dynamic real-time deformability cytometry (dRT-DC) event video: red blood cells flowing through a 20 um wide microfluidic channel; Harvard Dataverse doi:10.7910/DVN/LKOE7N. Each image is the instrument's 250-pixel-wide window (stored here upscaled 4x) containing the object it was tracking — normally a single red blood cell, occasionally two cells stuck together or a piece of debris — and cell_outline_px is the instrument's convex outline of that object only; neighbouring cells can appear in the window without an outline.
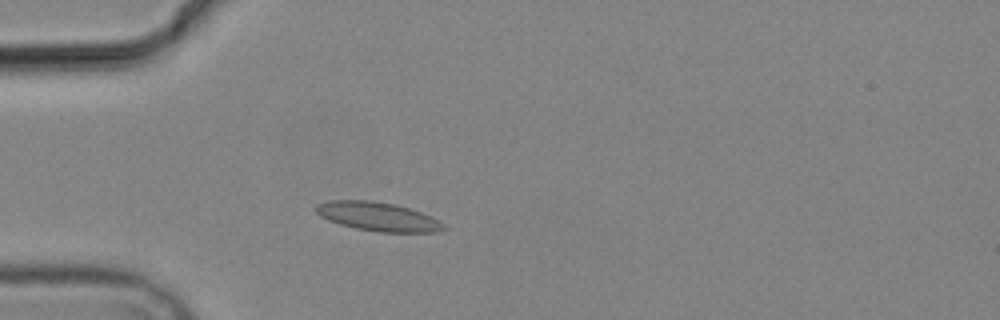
{"species": "common noctule bat (a hibernating species)", "species_latin": "Nyctalus noctula", "temperature_condition": "cold", "stored_images_in_passage": 5, "camera_frame_rate_fps": 3000, "um_per_image_px": 0.085, "animal": {"sex": "male", "body_mass_g": 19.2, "forearm_length_mm": 51.8}, "frame": {"image": 1, "passage_image": 4, "time_ms": 3.333, "image_size_px": [1000, 320], "cell_outline_px": [[448, 228], [436, 232], [380, 232], [356, 228], [340, 224], [328, 220], [320, 216], [316, 212], [316, 204], [328, 200], [372, 200], [396, 204], [432, 216], [444, 224]], "centroid_in_image_um": [32.12, 18.4], "position_along_channel_um": 52.9, "area_um2": 21.5}}